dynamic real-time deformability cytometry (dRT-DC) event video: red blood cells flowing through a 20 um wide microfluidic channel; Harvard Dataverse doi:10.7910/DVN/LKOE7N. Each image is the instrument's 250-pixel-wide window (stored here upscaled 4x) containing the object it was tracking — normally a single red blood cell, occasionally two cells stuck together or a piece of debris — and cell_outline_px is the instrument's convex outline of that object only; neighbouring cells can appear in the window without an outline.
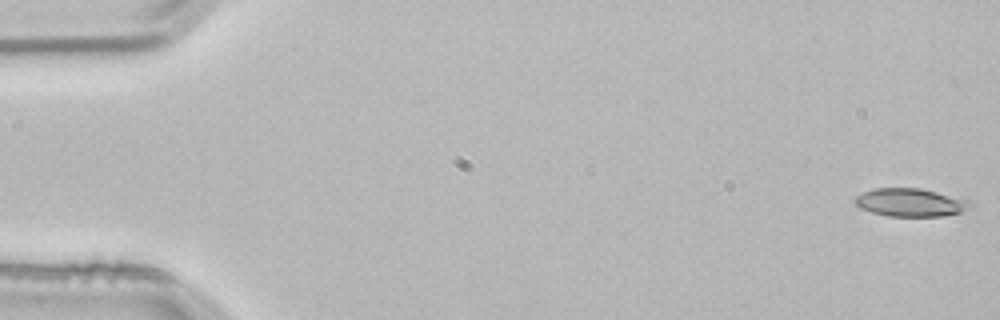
{"species": "common noctule bat (a hibernating species)", "species_latin": "Nyctalus noctula", "temperature_condition": "room temperature", "stored_images_in_passage": 4, "camera_frame_rate_fps": 3000, "um_per_image_px": 0.085, "animal": {"sex": "male", "body_mass_g": 21.5, "forearm_length_mm": 52.0}, "frame": {"image": 1, "passage_image": 1, "time_ms": 0.0, "image_size_px": [1000, 320], "cell_outline_px": [[972, 208], [960, 212], [944, 216], [888, 216], [872, 212], [860, 208], [852, 200], [856, 196], [872, 188], [920, 188], [968, 200], [972, 204]], "centroid_in_image_um": [77.37, 17.21], "position_along_channel_um": 7.6, "area_um2": 18.84}}
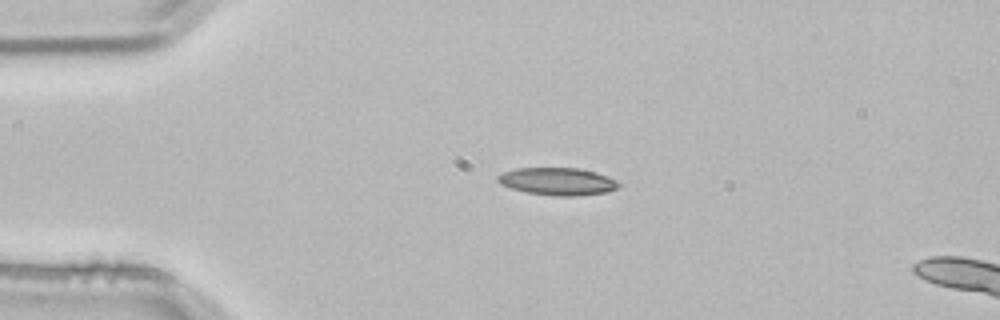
{"frame": {"image": 2, "passage_image": 3, "time_ms": 0.667, "image_size_px": [1000, 320], "cell_outline_px": [[620, 184], [616, 188], [608, 192], [576, 196], [556, 196], [524, 192], [500, 184], [496, 180], [496, 176], [504, 172], [516, 168], [576, 168], [596, 172], [616, 180]], "centroid_in_image_um": [47.37, 15.42], "position_along_channel_um": 37.6, "area_um2": 19.36}}
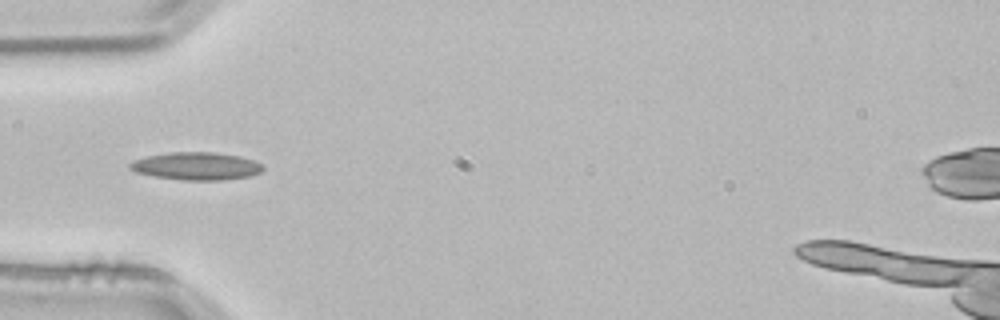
{"frame": {"image": 3, "passage_image": 4, "time_ms": 1.0, "image_size_px": [1000, 320], "cell_outline_px": [[264, 168], [260, 172], [248, 176], [224, 180], [180, 180], [152, 176], [136, 172], [128, 168], [128, 164], [132, 160], [148, 156], [172, 152], [216, 152], [240, 156], [264, 164]], "centroid_in_image_um": [16.67, 14.12], "position_along_channel_um": 68.3, "area_um2": 21.62}}